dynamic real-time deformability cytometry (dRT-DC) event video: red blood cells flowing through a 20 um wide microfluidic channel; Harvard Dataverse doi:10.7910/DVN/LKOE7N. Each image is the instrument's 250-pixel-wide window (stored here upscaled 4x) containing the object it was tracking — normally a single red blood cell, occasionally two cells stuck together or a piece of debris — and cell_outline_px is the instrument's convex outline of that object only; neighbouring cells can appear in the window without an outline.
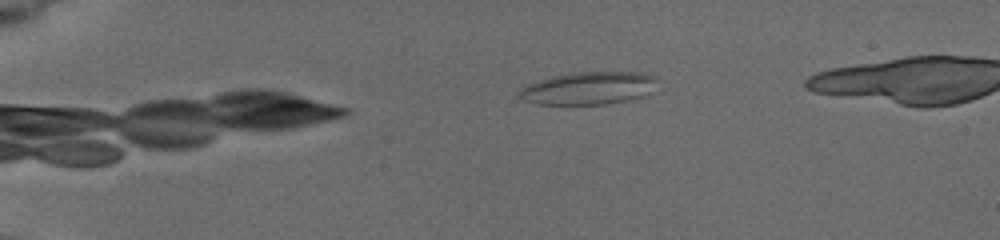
{"species": "common noctule bat (a hibernating species)", "species_latin": "Nyctalus noctula", "temperature_condition": "cold", "stored_images_in_passage": 8, "camera_frame_rate_fps": 3000, "um_per_image_px": 0.085, "animal": {"sex": "female", "body_mass_g": 19.5, "forearm_length_mm": 54.1}, "frame": {"image": 1, "passage_image": 1, "time_ms": 0.0, "image_size_px": [1000, 240], "cell_outline_px": [[656, 80], [652, 92], [628, 100], [608, 104], [536, 104], [520, 100], [516, 96], [516, 92], [520, 88], [528, 84], [552, 76], [572, 72], [644, 72], [656, 76]], "centroid_in_image_um": [49.97, 7.49], "position_along_channel_um": 35.0, "area_um2": 26.59}}
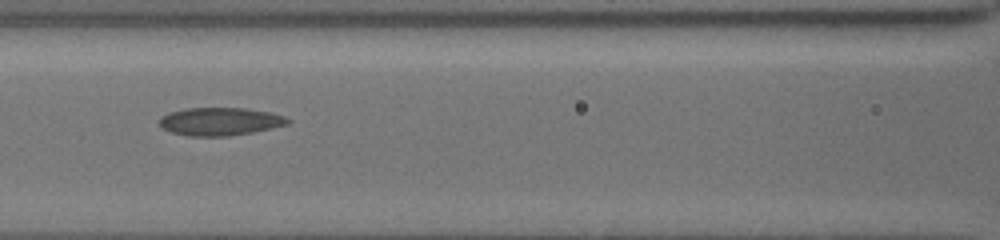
{"frame": {"image": 2, "passage_image": 6, "time_ms": 5.0, "image_size_px": [1000, 240], "cell_outline_px": [[292, 120], [288, 124], [272, 128], [252, 132], [228, 136], [188, 136], [172, 132], [164, 128], [160, 124], [160, 120], [168, 112], [184, 108], [244, 108], [272, 112], [284, 116]], "centroid_in_image_um": [18.74, 10.32], "position_along_channel_um": 147.9, "area_um2": 20.87}}
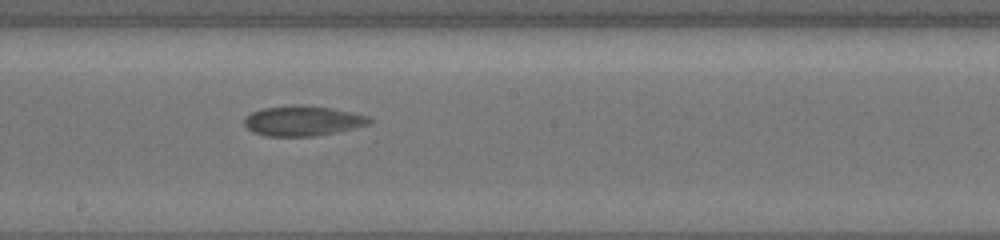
{"frame": {"image": 3, "passage_image": 8, "time_ms": 7.0, "image_size_px": [1000, 240], "cell_outline_px": [[372, 120], [368, 124], [352, 128], [312, 136], [268, 136], [252, 132], [244, 124], [244, 120], [252, 112], [260, 108], [296, 104], [304, 104], [328, 108], [368, 116]], "centroid_in_image_um": [25.66, 10.26], "position_along_channel_um": 222.5, "area_um2": 21.56}}